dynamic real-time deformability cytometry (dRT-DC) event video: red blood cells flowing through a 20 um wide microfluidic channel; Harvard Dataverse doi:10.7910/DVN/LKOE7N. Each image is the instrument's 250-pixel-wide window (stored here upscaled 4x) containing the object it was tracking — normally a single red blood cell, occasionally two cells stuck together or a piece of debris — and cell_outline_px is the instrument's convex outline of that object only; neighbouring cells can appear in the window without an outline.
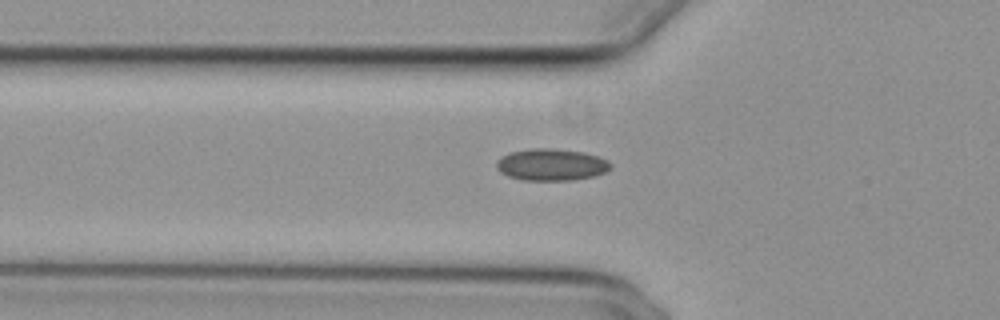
{"species": "common noctule bat (a hibernating species)", "species_latin": "Nyctalus noctula", "temperature_condition": "cold", "stored_images_in_passage": 50, "camera_frame_rate_fps": 3000, "um_per_image_px": 0.085, "animal": {"sex": "female", "body_mass_g": 29.2, "forearm_length_mm": 56.3}, "frame": {"image": 1, "passage_image": 18, "time_ms": 5.667, "image_size_px": [1000, 320], "cell_outline_px": [[612, 168], [604, 172], [592, 176], [572, 180], [524, 180], [508, 176], [500, 172], [496, 168], [496, 160], [500, 156], [508, 152], [532, 148], [552, 148], [584, 152], [608, 160], [612, 164]], "centroid_in_image_um": [46.83, 13.98], "position_along_channel_um": 79.0, "area_um2": 21.33}}
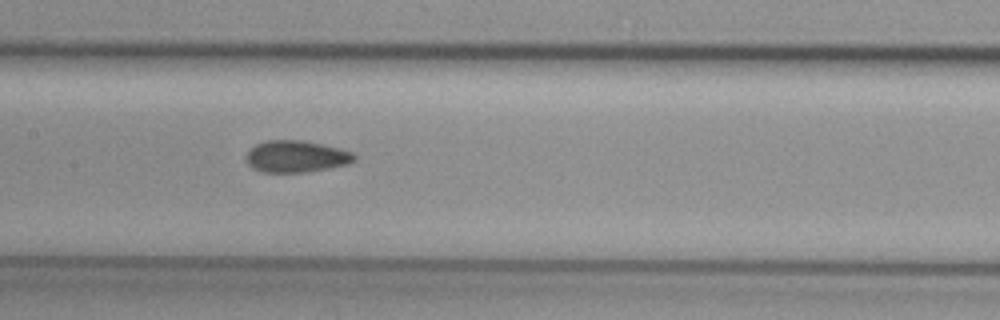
{"frame": {"image": 2, "passage_image": 26, "time_ms": 8.333, "image_size_px": [1000, 320], "cell_outline_px": [[356, 160], [348, 164], [328, 168], [304, 172], [264, 172], [252, 168], [248, 164], [244, 156], [256, 144], [268, 140], [304, 140], [324, 144], [340, 148], [352, 152], [356, 156]], "centroid_in_image_um": [25.19, 13.29], "position_along_channel_um": 182.2, "area_um2": 20.11}}
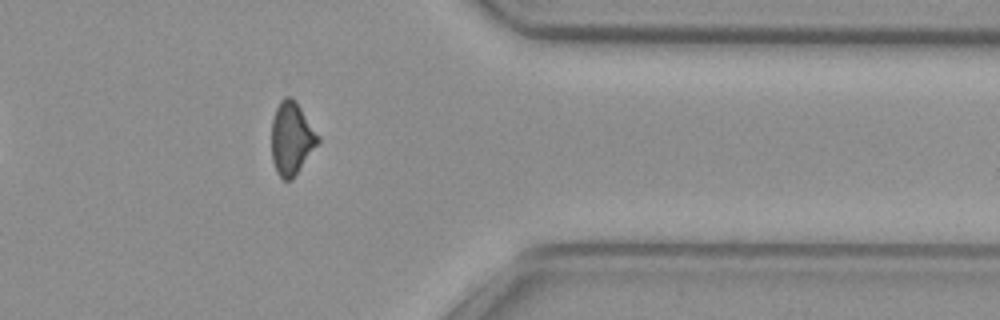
{"frame": {"image": 3, "passage_image": 43, "time_ms": 14.0, "image_size_px": [1000, 320], "cell_outline_px": [[320, 140], [292, 180], [284, 180], [276, 172], [272, 160], [272, 120], [276, 108], [280, 100], [284, 96], [292, 96], [320, 136]], "centroid_in_image_um": [24.77, 11.75], "position_along_channel_um": 386.6, "area_um2": 19.59}}